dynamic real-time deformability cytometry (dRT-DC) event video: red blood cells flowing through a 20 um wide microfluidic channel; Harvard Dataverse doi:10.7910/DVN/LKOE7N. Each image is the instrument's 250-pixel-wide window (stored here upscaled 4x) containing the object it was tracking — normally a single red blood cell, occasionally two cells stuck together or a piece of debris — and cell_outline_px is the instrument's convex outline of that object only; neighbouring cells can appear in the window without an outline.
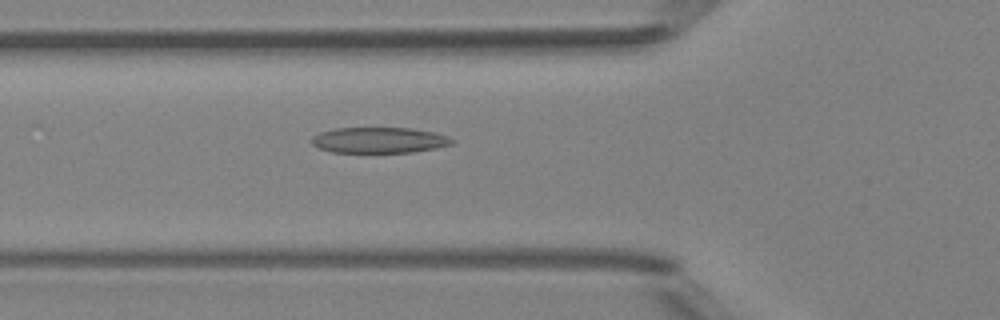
{"species": "Egyptian fruit bat (a non-hibernating species)", "species_latin": "Rousettus aegyptiacus", "temperature_condition": "room temperature", "stored_images_in_passage": 4, "camera_frame_rate_fps": 3000, "um_per_image_px": 0.085, "animal": {"sex": "female"}, "frame": {"image": 1, "passage_image": 4, "time_ms": 3.667, "image_size_px": [1000, 320], "cell_outline_px": [[456, 140], [452, 144], [436, 148], [412, 152], [332, 152], [320, 148], [312, 144], [308, 140], [312, 136], [320, 132], [336, 128], [412, 128], [436, 132], [448, 136]], "centroid_in_image_um": [32.24, 11.9], "position_along_channel_um": 93.6, "area_um2": 21.21}}